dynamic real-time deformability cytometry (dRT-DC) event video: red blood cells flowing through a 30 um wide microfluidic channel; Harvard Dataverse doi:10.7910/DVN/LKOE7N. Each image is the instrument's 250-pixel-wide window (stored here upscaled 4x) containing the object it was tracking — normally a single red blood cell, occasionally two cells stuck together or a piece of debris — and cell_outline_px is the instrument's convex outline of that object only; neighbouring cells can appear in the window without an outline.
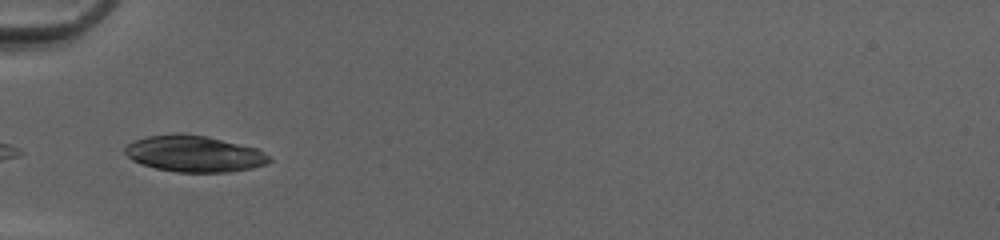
{"species": "common noctule bat (a hibernating species)", "species_latin": "Nyctalus noctula", "temperature_condition": "cold", "stored_images_in_passage": 5, "camera_frame_rate_fps": 3000, "um_per_image_px": 0.085, "animal": {"sex": "female", "body_mass_g": 20.0, "forearm_length_mm": 54.0}, "frame": {"image": 1, "passage_image": 1, "time_ms": 0.0, "image_size_px": [1000, 240], "cell_outline_px": [[272, 160], [264, 164], [252, 168], [228, 172], [176, 172], [156, 168], [140, 164], [132, 160], [124, 152], [124, 148], [128, 144], [136, 140], [148, 136], [176, 132], [208, 136], [256, 148], [264, 152]], "centroid_in_image_um": [16.48, 13.06], "position_along_channel_um": 68.5, "area_um2": 30.58}}